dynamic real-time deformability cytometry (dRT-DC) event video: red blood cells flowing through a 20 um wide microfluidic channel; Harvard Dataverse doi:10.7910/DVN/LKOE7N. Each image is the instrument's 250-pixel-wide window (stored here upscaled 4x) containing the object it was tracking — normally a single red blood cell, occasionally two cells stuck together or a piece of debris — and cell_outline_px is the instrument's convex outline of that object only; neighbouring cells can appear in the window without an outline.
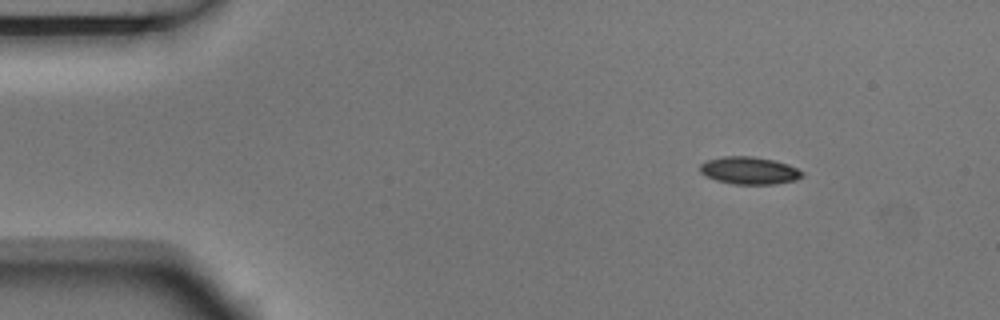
{"species": "Egyptian fruit bat (a non-hibernating species)", "species_latin": "Rousettus aegyptiacus", "temperature_condition": "room temperature", "stored_images_in_passage": 5, "camera_frame_rate_fps": 3000, "um_per_image_px": 0.085, "animal": {"sex": "male"}, "frame": {"image": 1, "passage_image": 1, "time_ms": 0.0, "image_size_px": [1000, 320], "cell_outline_px": [[804, 176], [796, 180], [776, 184], [732, 184], [716, 180], [700, 172], [700, 164], [708, 160], [724, 156], [752, 156], [772, 160], [788, 164], [804, 172]], "centroid_in_image_um": [63.72, 14.5], "position_along_channel_um": 21.3, "area_um2": 16.3}}
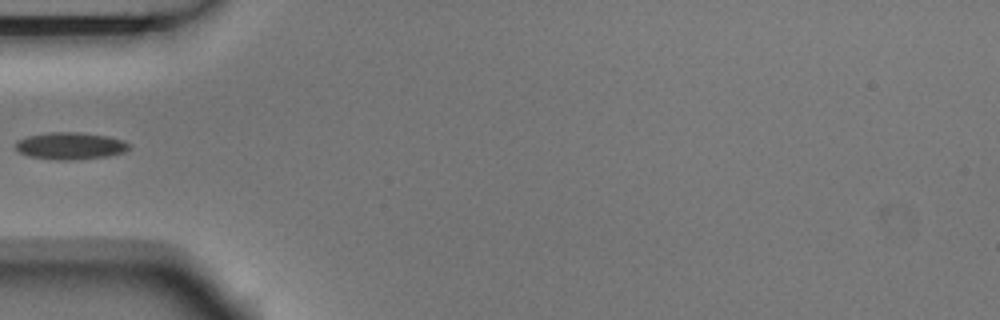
{"frame": {"image": 2, "passage_image": 4, "time_ms": 1.0, "image_size_px": [1000, 320], "cell_outline_px": [[128, 148], [124, 152], [108, 156], [72, 160], [60, 160], [28, 156], [20, 152], [16, 148], [16, 140], [28, 136], [48, 132], [80, 132], [108, 136], [124, 140], [128, 144]], "centroid_in_image_um": [5.97, 12.39], "position_along_channel_um": 79.0, "area_um2": 17.86}}
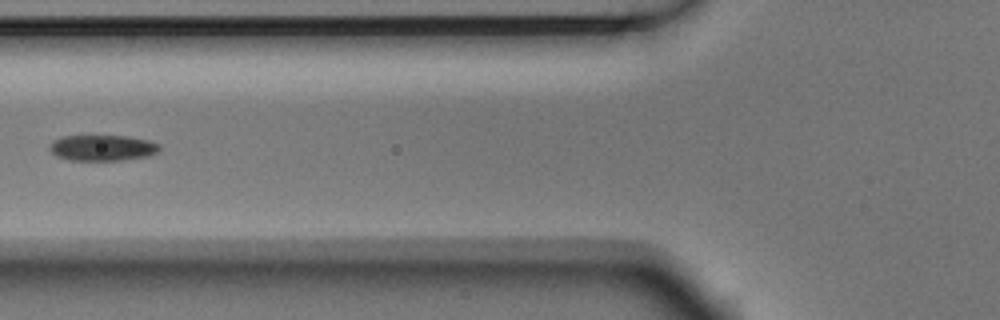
{"frame": {"image": 3, "passage_image": 5, "time_ms": 1.333, "image_size_px": [1000, 320], "cell_outline_px": [[160, 148], [156, 152], [148, 156], [120, 160], [68, 160], [56, 156], [48, 148], [48, 144], [52, 140], [64, 136], [128, 136], [148, 140], [160, 144]], "centroid_in_image_um": [8.67, 12.56], "position_along_channel_um": 117.1, "area_um2": 16.59}}